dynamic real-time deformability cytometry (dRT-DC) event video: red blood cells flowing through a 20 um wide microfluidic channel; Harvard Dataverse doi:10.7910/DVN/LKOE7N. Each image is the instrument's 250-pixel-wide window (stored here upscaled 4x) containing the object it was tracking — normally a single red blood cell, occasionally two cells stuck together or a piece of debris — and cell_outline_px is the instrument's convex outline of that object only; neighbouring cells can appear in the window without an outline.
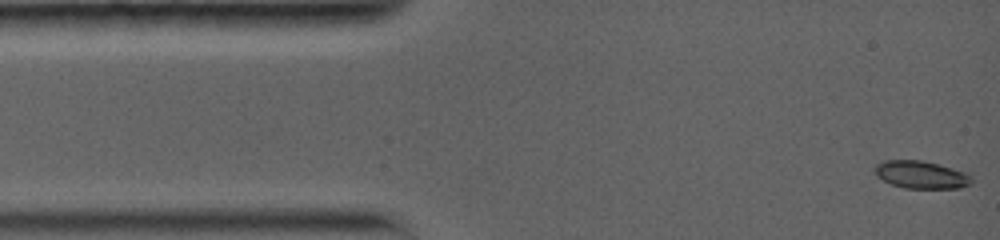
{"species": "common noctule bat (a hibernating species)", "species_latin": "Nyctalus noctula", "temperature_condition": "warm", "stored_images_in_passage": 24, "camera_frame_rate_fps": 5000, "um_per_image_px": 0.085, "animal": {"sex": "female", "body_mass_g": 19.0, "forearm_length_mm": 56.7}, "frame": {"image": 1, "passage_image": 1, "time_ms": 0.0, "image_size_px": [1000, 240], "cell_outline_px": [[972, 180], [968, 184], [960, 188], [904, 188], [892, 184], [876, 176], [876, 164], [884, 160], [920, 160], [936, 164], [964, 172], [972, 176]], "centroid_in_image_um": [78.27, 14.85], "position_along_channel_um": 6.7, "area_um2": 15.26}}
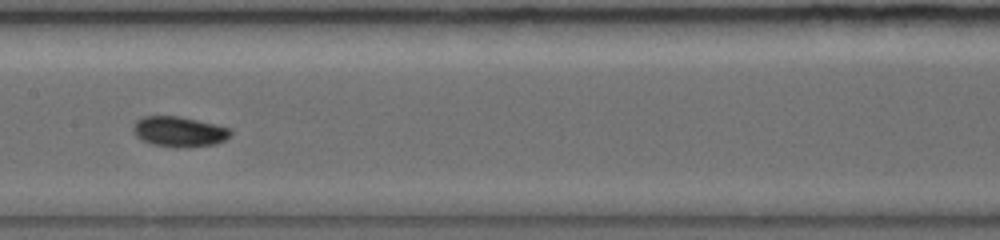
{"frame": {"image": 2, "passage_image": 10, "time_ms": 6.8, "image_size_px": [1000, 240], "cell_outline_px": [[232, 132], [224, 140], [216, 144], [188, 148], [176, 148], [152, 144], [140, 140], [132, 132], [132, 124], [140, 116], [180, 116], [216, 124], [232, 128]], "centroid_in_image_um": [15.19, 11.19], "position_along_channel_um": 192.2, "area_um2": 17.69}}
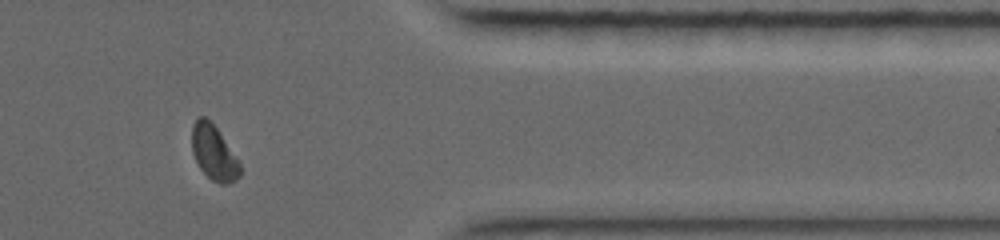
{"frame": {"image": 3, "passage_image": 21, "time_ms": 12.4, "image_size_px": [1000, 240], "cell_outline_px": [[240, 176], [236, 180], [228, 184], [220, 184], [212, 180], [200, 168], [192, 152], [192, 124], [200, 116], [204, 116], [216, 128], [240, 164]], "centroid_in_image_um": [18.16, 13.0], "position_along_channel_um": 393.2, "area_um2": 14.97}, "authors_computed_cell_mechanics": {"area_um2": 16.0106, "velocity_mm_per_s": 3.8563, "shape_relaxation_time_tau1_ms": 3.0508, "shape_relaxation_time_tau2_ms": null, "deformation_change_tau1": 0.1036, "deformation_change_tau2": null}}